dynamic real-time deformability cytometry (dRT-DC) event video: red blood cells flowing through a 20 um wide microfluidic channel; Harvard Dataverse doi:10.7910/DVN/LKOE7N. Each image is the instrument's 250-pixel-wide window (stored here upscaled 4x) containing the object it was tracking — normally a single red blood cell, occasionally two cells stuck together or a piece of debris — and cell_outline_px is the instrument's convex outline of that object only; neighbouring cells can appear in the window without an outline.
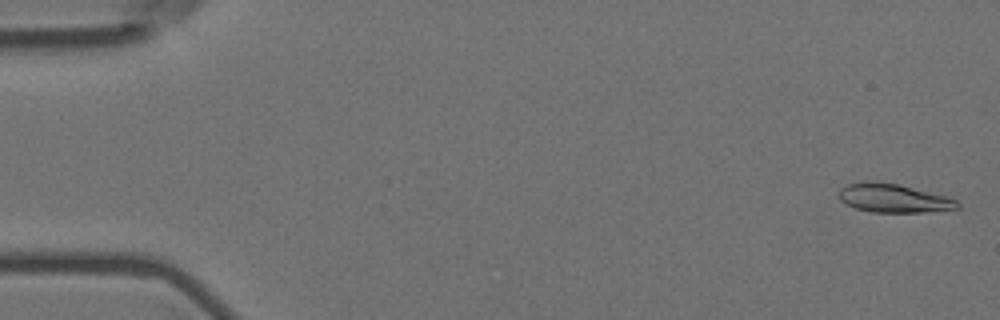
{"species": "Egyptian fruit bat (a non-hibernating species)", "species_latin": "Rousettus aegyptiacus", "temperature_condition": "room temperature", "stored_images_in_passage": 5, "camera_frame_rate_fps": 3000, "um_per_image_px": 0.085, "animal": {"sex": "female"}, "frame": {"image": 1, "passage_image": 1, "time_ms": 0.0, "image_size_px": [1000, 320], "cell_outline_px": [[960, 208], [924, 212], [872, 212], [856, 208], [844, 204], [836, 196], [840, 188], [848, 184], [864, 180], [876, 180], [900, 184], [948, 196], [956, 200], [960, 204]], "centroid_in_image_um": [75.91, 16.82], "position_along_channel_um": 9.1, "area_um2": 20.29}}